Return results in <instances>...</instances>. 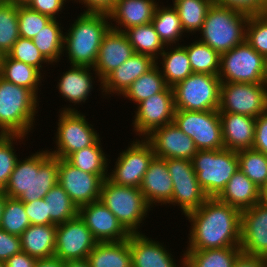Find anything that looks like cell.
<instances>
[{"instance_id":"1","label":"cell","mask_w":267,"mask_h":267,"mask_svg":"<svg viewBox=\"0 0 267 267\" xmlns=\"http://www.w3.org/2000/svg\"><path fill=\"white\" fill-rule=\"evenodd\" d=\"M185 217L191 223L186 250L240 246L241 211L217 198H208Z\"/></svg>"},{"instance_id":"2","label":"cell","mask_w":267,"mask_h":267,"mask_svg":"<svg viewBox=\"0 0 267 267\" xmlns=\"http://www.w3.org/2000/svg\"><path fill=\"white\" fill-rule=\"evenodd\" d=\"M80 14L64 34L63 52L68 54L70 65L93 67L110 19L108 14Z\"/></svg>"},{"instance_id":"3","label":"cell","mask_w":267,"mask_h":267,"mask_svg":"<svg viewBox=\"0 0 267 267\" xmlns=\"http://www.w3.org/2000/svg\"><path fill=\"white\" fill-rule=\"evenodd\" d=\"M38 95L0 77V134L26 136L33 129Z\"/></svg>"},{"instance_id":"4","label":"cell","mask_w":267,"mask_h":267,"mask_svg":"<svg viewBox=\"0 0 267 267\" xmlns=\"http://www.w3.org/2000/svg\"><path fill=\"white\" fill-rule=\"evenodd\" d=\"M249 15L215 3L209 8L199 34V41L220 55L245 41Z\"/></svg>"},{"instance_id":"5","label":"cell","mask_w":267,"mask_h":267,"mask_svg":"<svg viewBox=\"0 0 267 267\" xmlns=\"http://www.w3.org/2000/svg\"><path fill=\"white\" fill-rule=\"evenodd\" d=\"M100 200L130 234L140 233V224L151 210L140 188L114 184L108 178L103 180Z\"/></svg>"},{"instance_id":"6","label":"cell","mask_w":267,"mask_h":267,"mask_svg":"<svg viewBox=\"0 0 267 267\" xmlns=\"http://www.w3.org/2000/svg\"><path fill=\"white\" fill-rule=\"evenodd\" d=\"M191 161L197 180L209 198H216L239 169L237 152L229 149L198 150Z\"/></svg>"},{"instance_id":"7","label":"cell","mask_w":267,"mask_h":267,"mask_svg":"<svg viewBox=\"0 0 267 267\" xmlns=\"http://www.w3.org/2000/svg\"><path fill=\"white\" fill-rule=\"evenodd\" d=\"M221 83L218 75L192 73L172 87L175 110H218Z\"/></svg>"},{"instance_id":"8","label":"cell","mask_w":267,"mask_h":267,"mask_svg":"<svg viewBox=\"0 0 267 267\" xmlns=\"http://www.w3.org/2000/svg\"><path fill=\"white\" fill-rule=\"evenodd\" d=\"M61 109L55 134L56 150L48 152L59 159H66L71 153L92 146L100 137L93 125L87 122L85 114L75 107Z\"/></svg>"},{"instance_id":"9","label":"cell","mask_w":267,"mask_h":267,"mask_svg":"<svg viewBox=\"0 0 267 267\" xmlns=\"http://www.w3.org/2000/svg\"><path fill=\"white\" fill-rule=\"evenodd\" d=\"M173 122L183 133L193 139L198 150L224 149L218 110H175Z\"/></svg>"},{"instance_id":"10","label":"cell","mask_w":267,"mask_h":267,"mask_svg":"<svg viewBox=\"0 0 267 267\" xmlns=\"http://www.w3.org/2000/svg\"><path fill=\"white\" fill-rule=\"evenodd\" d=\"M264 60L245 40L221 54L218 76L222 82L263 83Z\"/></svg>"},{"instance_id":"11","label":"cell","mask_w":267,"mask_h":267,"mask_svg":"<svg viewBox=\"0 0 267 267\" xmlns=\"http://www.w3.org/2000/svg\"><path fill=\"white\" fill-rule=\"evenodd\" d=\"M219 113H238L257 118L267 111L264 83H221Z\"/></svg>"},{"instance_id":"12","label":"cell","mask_w":267,"mask_h":267,"mask_svg":"<svg viewBox=\"0 0 267 267\" xmlns=\"http://www.w3.org/2000/svg\"><path fill=\"white\" fill-rule=\"evenodd\" d=\"M173 181L172 199L169 205H177L182 214L199 208L209 197L201 188L192 161L188 159H164Z\"/></svg>"},{"instance_id":"13","label":"cell","mask_w":267,"mask_h":267,"mask_svg":"<svg viewBox=\"0 0 267 267\" xmlns=\"http://www.w3.org/2000/svg\"><path fill=\"white\" fill-rule=\"evenodd\" d=\"M131 141V145L117 158L108 179L114 184L140 188L149 163L155 157L151 144L145 139Z\"/></svg>"},{"instance_id":"14","label":"cell","mask_w":267,"mask_h":267,"mask_svg":"<svg viewBox=\"0 0 267 267\" xmlns=\"http://www.w3.org/2000/svg\"><path fill=\"white\" fill-rule=\"evenodd\" d=\"M137 105L132 126L140 139L148 136L154 129L173 122L175 107L172 87L167 86L162 92L154 94Z\"/></svg>"},{"instance_id":"15","label":"cell","mask_w":267,"mask_h":267,"mask_svg":"<svg viewBox=\"0 0 267 267\" xmlns=\"http://www.w3.org/2000/svg\"><path fill=\"white\" fill-rule=\"evenodd\" d=\"M105 178L108 175L87 173L71 165L66 159H59L58 184L78 207L100 200Z\"/></svg>"},{"instance_id":"16","label":"cell","mask_w":267,"mask_h":267,"mask_svg":"<svg viewBox=\"0 0 267 267\" xmlns=\"http://www.w3.org/2000/svg\"><path fill=\"white\" fill-rule=\"evenodd\" d=\"M96 244L91 231L78 215L57 225L54 256L62 261L87 259Z\"/></svg>"},{"instance_id":"17","label":"cell","mask_w":267,"mask_h":267,"mask_svg":"<svg viewBox=\"0 0 267 267\" xmlns=\"http://www.w3.org/2000/svg\"><path fill=\"white\" fill-rule=\"evenodd\" d=\"M78 215L97 242L123 241L131 235L101 200L80 206Z\"/></svg>"},{"instance_id":"18","label":"cell","mask_w":267,"mask_h":267,"mask_svg":"<svg viewBox=\"0 0 267 267\" xmlns=\"http://www.w3.org/2000/svg\"><path fill=\"white\" fill-rule=\"evenodd\" d=\"M240 247L243 253L267 257V202L241 211Z\"/></svg>"},{"instance_id":"19","label":"cell","mask_w":267,"mask_h":267,"mask_svg":"<svg viewBox=\"0 0 267 267\" xmlns=\"http://www.w3.org/2000/svg\"><path fill=\"white\" fill-rule=\"evenodd\" d=\"M145 139L151 144L155 157L160 159L192 160L198 151L193 139L183 133L174 122L154 129Z\"/></svg>"},{"instance_id":"20","label":"cell","mask_w":267,"mask_h":267,"mask_svg":"<svg viewBox=\"0 0 267 267\" xmlns=\"http://www.w3.org/2000/svg\"><path fill=\"white\" fill-rule=\"evenodd\" d=\"M133 53L134 50L127 35L110 27L104 34L96 63L93 66L95 78L98 77L101 87L102 80L129 59Z\"/></svg>"},{"instance_id":"21","label":"cell","mask_w":267,"mask_h":267,"mask_svg":"<svg viewBox=\"0 0 267 267\" xmlns=\"http://www.w3.org/2000/svg\"><path fill=\"white\" fill-rule=\"evenodd\" d=\"M156 65V60L148 55L133 53V55L122 63L118 68L110 72L102 80V94L123 95L130 85L142 74L147 73ZM104 92V93H103Z\"/></svg>"},{"instance_id":"22","label":"cell","mask_w":267,"mask_h":267,"mask_svg":"<svg viewBox=\"0 0 267 267\" xmlns=\"http://www.w3.org/2000/svg\"><path fill=\"white\" fill-rule=\"evenodd\" d=\"M132 267H178L173 255L163 243L148 238L145 234H131L129 237ZM179 267H184V254ZM172 256V257H171ZM182 265V266H181Z\"/></svg>"},{"instance_id":"23","label":"cell","mask_w":267,"mask_h":267,"mask_svg":"<svg viewBox=\"0 0 267 267\" xmlns=\"http://www.w3.org/2000/svg\"><path fill=\"white\" fill-rule=\"evenodd\" d=\"M140 190L151 207L153 204L156 206V203L165 206L171 201L173 181L164 159L157 157L152 159L144 174Z\"/></svg>"},{"instance_id":"24","label":"cell","mask_w":267,"mask_h":267,"mask_svg":"<svg viewBox=\"0 0 267 267\" xmlns=\"http://www.w3.org/2000/svg\"><path fill=\"white\" fill-rule=\"evenodd\" d=\"M156 2L155 0L115 1L112 11L108 14L111 20L110 27L125 32L129 28L151 23L158 5ZM113 21L116 22V25L112 24Z\"/></svg>"},{"instance_id":"25","label":"cell","mask_w":267,"mask_h":267,"mask_svg":"<svg viewBox=\"0 0 267 267\" xmlns=\"http://www.w3.org/2000/svg\"><path fill=\"white\" fill-rule=\"evenodd\" d=\"M224 149L240 151L253 147L256 118L238 113H220Z\"/></svg>"},{"instance_id":"26","label":"cell","mask_w":267,"mask_h":267,"mask_svg":"<svg viewBox=\"0 0 267 267\" xmlns=\"http://www.w3.org/2000/svg\"><path fill=\"white\" fill-rule=\"evenodd\" d=\"M59 158L47 150L32 154V182L30 202L44 196L58 183Z\"/></svg>"},{"instance_id":"27","label":"cell","mask_w":267,"mask_h":267,"mask_svg":"<svg viewBox=\"0 0 267 267\" xmlns=\"http://www.w3.org/2000/svg\"><path fill=\"white\" fill-rule=\"evenodd\" d=\"M71 68L63 72V75L59 79L58 91L61 94L62 98H65L73 105H77L81 102L85 103L88 99L87 97L92 91L93 80L91 70L93 67L89 66H77L71 65Z\"/></svg>"},{"instance_id":"28","label":"cell","mask_w":267,"mask_h":267,"mask_svg":"<svg viewBox=\"0 0 267 267\" xmlns=\"http://www.w3.org/2000/svg\"><path fill=\"white\" fill-rule=\"evenodd\" d=\"M216 198L243 211L261 201L260 188L238 169Z\"/></svg>"},{"instance_id":"29","label":"cell","mask_w":267,"mask_h":267,"mask_svg":"<svg viewBox=\"0 0 267 267\" xmlns=\"http://www.w3.org/2000/svg\"><path fill=\"white\" fill-rule=\"evenodd\" d=\"M57 225L31 224L20 236L22 252L36 259L55 255Z\"/></svg>"},{"instance_id":"30","label":"cell","mask_w":267,"mask_h":267,"mask_svg":"<svg viewBox=\"0 0 267 267\" xmlns=\"http://www.w3.org/2000/svg\"><path fill=\"white\" fill-rule=\"evenodd\" d=\"M87 261L90 267H132L129 240L97 242Z\"/></svg>"},{"instance_id":"31","label":"cell","mask_w":267,"mask_h":267,"mask_svg":"<svg viewBox=\"0 0 267 267\" xmlns=\"http://www.w3.org/2000/svg\"><path fill=\"white\" fill-rule=\"evenodd\" d=\"M177 45H166L167 49L160 54L159 69L168 87H174L193 73L185 45Z\"/></svg>"},{"instance_id":"32","label":"cell","mask_w":267,"mask_h":267,"mask_svg":"<svg viewBox=\"0 0 267 267\" xmlns=\"http://www.w3.org/2000/svg\"><path fill=\"white\" fill-rule=\"evenodd\" d=\"M41 74L37 68L12 59L8 54L1 56L0 77L15 85L28 88L36 95L43 80Z\"/></svg>"},{"instance_id":"33","label":"cell","mask_w":267,"mask_h":267,"mask_svg":"<svg viewBox=\"0 0 267 267\" xmlns=\"http://www.w3.org/2000/svg\"><path fill=\"white\" fill-rule=\"evenodd\" d=\"M242 252L240 246L206 250H185L184 267H233Z\"/></svg>"},{"instance_id":"34","label":"cell","mask_w":267,"mask_h":267,"mask_svg":"<svg viewBox=\"0 0 267 267\" xmlns=\"http://www.w3.org/2000/svg\"><path fill=\"white\" fill-rule=\"evenodd\" d=\"M124 33L127 35L134 53L148 55L156 62H158L160 54L166 49V45L160 39L152 23L129 28Z\"/></svg>"},{"instance_id":"35","label":"cell","mask_w":267,"mask_h":267,"mask_svg":"<svg viewBox=\"0 0 267 267\" xmlns=\"http://www.w3.org/2000/svg\"><path fill=\"white\" fill-rule=\"evenodd\" d=\"M60 24V25H59ZM62 28V29H61ZM61 23L57 19L49 21L43 29L32 38L35 46L51 63L59 62L63 52L64 33Z\"/></svg>"},{"instance_id":"36","label":"cell","mask_w":267,"mask_h":267,"mask_svg":"<svg viewBox=\"0 0 267 267\" xmlns=\"http://www.w3.org/2000/svg\"><path fill=\"white\" fill-rule=\"evenodd\" d=\"M151 23L165 45L177 44L185 34L178 12L173 6L157 5Z\"/></svg>"},{"instance_id":"37","label":"cell","mask_w":267,"mask_h":267,"mask_svg":"<svg viewBox=\"0 0 267 267\" xmlns=\"http://www.w3.org/2000/svg\"><path fill=\"white\" fill-rule=\"evenodd\" d=\"M100 138L92 145L74 153H71L66 160L73 166L84 172L96 175H109L108 155L101 148Z\"/></svg>"},{"instance_id":"38","label":"cell","mask_w":267,"mask_h":267,"mask_svg":"<svg viewBox=\"0 0 267 267\" xmlns=\"http://www.w3.org/2000/svg\"><path fill=\"white\" fill-rule=\"evenodd\" d=\"M213 3L214 0H175L173 7L178 12L183 31L199 32Z\"/></svg>"},{"instance_id":"39","label":"cell","mask_w":267,"mask_h":267,"mask_svg":"<svg viewBox=\"0 0 267 267\" xmlns=\"http://www.w3.org/2000/svg\"><path fill=\"white\" fill-rule=\"evenodd\" d=\"M158 64L156 62L152 69L135 80L122 96L137 105L154 94L162 92L167 85Z\"/></svg>"},{"instance_id":"40","label":"cell","mask_w":267,"mask_h":267,"mask_svg":"<svg viewBox=\"0 0 267 267\" xmlns=\"http://www.w3.org/2000/svg\"><path fill=\"white\" fill-rule=\"evenodd\" d=\"M48 202L50 225L62 224L78 216L79 207L57 183L43 198Z\"/></svg>"},{"instance_id":"41","label":"cell","mask_w":267,"mask_h":267,"mask_svg":"<svg viewBox=\"0 0 267 267\" xmlns=\"http://www.w3.org/2000/svg\"><path fill=\"white\" fill-rule=\"evenodd\" d=\"M32 182V155L24 160L18 159L4 193L9 198H16L22 202H30Z\"/></svg>"},{"instance_id":"42","label":"cell","mask_w":267,"mask_h":267,"mask_svg":"<svg viewBox=\"0 0 267 267\" xmlns=\"http://www.w3.org/2000/svg\"><path fill=\"white\" fill-rule=\"evenodd\" d=\"M19 37L18 6L0 0V55H7Z\"/></svg>"},{"instance_id":"43","label":"cell","mask_w":267,"mask_h":267,"mask_svg":"<svg viewBox=\"0 0 267 267\" xmlns=\"http://www.w3.org/2000/svg\"><path fill=\"white\" fill-rule=\"evenodd\" d=\"M185 47L193 73L218 75L221 56L218 52L199 40Z\"/></svg>"},{"instance_id":"44","label":"cell","mask_w":267,"mask_h":267,"mask_svg":"<svg viewBox=\"0 0 267 267\" xmlns=\"http://www.w3.org/2000/svg\"><path fill=\"white\" fill-rule=\"evenodd\" d=\"M239 169L258 187L267 180V155L253 148L237 152Z\"/></svg>"},{"instance_id":"45","label":"cell","mask_w":267,"mask_h":267,"mask_svg":"<svg viewBox=\"0 0 267 267\" xmlns=\"http://www.w3.org/2000/svg\"><path fill=\"white\" fill-rule=\"evenodd\" d=\"M31 225L25 212L24 202L7 197L1 217L0 228L9 234L21 236Z\"/></svg>"},{"instance_id":"46","label":"cell","mask_w":267,"mask_h":267,"mask_svg":"<svg viewBox=\"0 0 267 267\" xmlns=\"http://www.w3.org/2000/svg\"><path fill=\"white\" fill-rule=\"evenodd\" d=\"M23 135H1L0 134V192L4 189L9 181L10 175L14 170L15 164L18 160L15 154V147L13 144L24 140ZM16 141V142H13Z\"/></svg>"},{"instance_id":"47","label":"cell","mask_w":267,"mask_h":267,"mask_svg":"<svg viewBox=\"0 0 267 267\" xmlns=\"http://www.w3.org/2000/svg\"><path fill=\"white\" fill-rule=\"evenodd\" d=\"M245 40L264 58L267 57V13L249 15Z\"/></svg>"},{"instance_id":"48","label":"cell","mask_w":267,"mask_h":267,"mask_svg":"<svg viewBox=\"0 0 267 267\" xmlns=\"http://www.w3.org/2000/svg\"><path fill=\"white\" fill-rule=\"evenodd\" d=\"M8 55L12 59L37 68L40 72L43 63H46L47 65L51 64L35 46L33 40L28 38L19 37Z\"/></svg>"},{"instance_id":"49","label":"cell","mask_w":267,"mask_h":267,"mask_svg":"<svg viewBox=\"0 0 267 267\" xmlns=\"http://www.w3.org/2000/svg\"><path fill=\"white\" fill-rule=\"evenodd\" d=\"M52 19L28 6H18V26L20 37L32 39Z\"/></svg>"},{"instance_id":"50","label":"cell","mask_w":267,"mask_h":267,"mask_svg":"<svg viewBox=\"0 0 267 267\" xmlns=\"http://www.w3.org/2000/svg\"><path fill=\"white\" fill-rule=\"evenodd\" d=\"M214 3L244 12L248 15H262L267 13V0H214Z\"/></svg>"},{"instance_id":"51","label":"cell","mask_w":267,"mask_h":267,"mask_svg":"<svg viewBox=\"0 0 267 267\" xmlns=\"http://www.w3.org/2000/svg\"><path fill=\"white\" fill-rule=\"evenodd\" d=\"M24 208L31 224L50 225L48 202H46L43 198L32 202H24Z\"/></svg>"},{"instance_id":"52","label":"cell","mask_w":267,"mask_h":267,"mask_svg":"<svg viewBox=\"0 0 267 267\" xmlns=\"http://www.w3.org/2000/svg\"><path fill=\"white\" fill-rule=\"evenodd\" d=\"M22 252L20 236L9 234L0 228V261Z\"/></svg>"},{"instance_id":"53","label":"cell","mask_w":267,"mask_h":267,"mask_svg":"<svg viewBox=\"0 0 267 267\" xmlns=\"http://www.w3.org/2000/svg\"><path fill=\"white\" fill-rule=\"evenodd\" d=\"M68 0H31L27 5L30 9L37 11L43 15L49 16L51 19H57L58 15L64 8V3Z\"/></svg>"},{"instance_id":"54","label":"cell","mask_w":267,"mask_h":267,"mask_svg":"<svg viewBox=\"0 0 267 267\" xmlns=\"http://www.w3.org/2000/svg\"><path fill=\"white\" fill-rule=\"evenodd\" d=\"M252 148L267 155V111L256 118Z\"/></svg>"},{"instance_id":"55","label":"cell","mask_w":267,"mask_h":267,"mask_svg":"<svg viewBox=\"0 0 267 267\" xmlns=\"http://www.w3.org/2000/svg\"><path fill=\"white\" fill-rule=\"evenodd\" d=\"M79 1V3L84 4L86 10L84 13H101V14H109L113 7L115 0H75Z\"/></svg>"},{"instance_id":"56","label":"cell","mask_w":267,"mask_h":267,"mask_svg":"<svg viewBox=\"0 0 267 267\" xmlns=\"http://www.w3.org/2000/svg\"><path fill=\"white\" fill-rule=\"evenodd\" d=\"M233 267H267V257L241 252L234 261Z\"/></svg>"},{"instance_id":"57","label":"cell","mask_w":267,"mask_h":267,"mask_svg":"<svg viewBox=\"0 0 267 267\" xmlns=\"http://www.w3.org/2000/svg\"><path fill=\"white\" fill-rule=\"evenodd\" d=\"M36 260L28 253L20 252L6 260L5 265L6 267H34Z\"/></svg>"},{"instance_id":"58","label":"cell","mask_w":267,"mask_h":267,"mask_svg":"<svg viewBox=\"0 0 267 267\" xmlns=\"http://www.w3.org/2000/svg\"><path fill=\"white\" fill-rule=\"evenodd\" d=\"M34 267H65V261L53 256L50 258L37 259Z\"/></svg>"},{"instance_id":"59","label":"cell","mask_w":267,"mask_h":267,"mask_svg":"<svg viewBox=\"0 0 267 267\" xmlns=\"http://www.w3.org/2000/svg\"><path fill=\"white\" fill-rule=\"evenodd\" d=\"M65 267H90L87 259L65 261Z\"/></svg>"},{"instance_id":"60","label":"cell","mask_w":267,"mask_h":267,"mask_svg":"<svg viewBox=\"0 0 267 267\" xmlns=\"http://www.w3.org/2000/svg\"><path fill=\"white\" fill-rule=\"evenodd\" d=\"M260 200L267 202V180L264 185L260 188Z\"/></svg>"},{"instance_id":"61","label":"cell","mask_w":267,"mask_h":267,"mask_svg":"<svg viewBox=\"0 0 267 267\" xmlns=\"http://www.w3.org/2000/svg\"><path fill=\"white\" fill-rule=\"evenodd\" d=\"M6 198H7L6 194L4 192H0V223Z\"/></svg>"},{"instance_id":"62","label":"cell","mask_w":267,"mask_h":267,"mask_svg":"<svg viewBox=\"0 0 267 267\" xmlns=\"http://www.w3.org/2000/svg\"><path fill=\"white\" fill-rule=\"evenodd\" d=\"M14 3L16 6H27L31 0H7Z\"/></svg>"},{"instance_id":"63","label":"cell","mask_w":267,"mask_h":267,"mask_svg":"<svg viewBox=\"0 0 267 267\" xmlns=\"http://www.w3.org/2000/svg\"><path fill=\"white\" fill-rule=\"evenodd\" d=\"M263 83L266 85V88H267V57H265V60H264Z\"/></svg>"},{"instance_id":"64","label":"cell","mask_w":267,"mask_h":267,"mask_svg":"<svg viewBox=\"0 0 267 267\" xmlns=\"http://www.w3.org/2000/svg\"><path fill=\"white\" fill-rule=\"evenodd\" d=\"M0 267H6L5 262L0 261Z\"/></svg>"}]
</instances>
